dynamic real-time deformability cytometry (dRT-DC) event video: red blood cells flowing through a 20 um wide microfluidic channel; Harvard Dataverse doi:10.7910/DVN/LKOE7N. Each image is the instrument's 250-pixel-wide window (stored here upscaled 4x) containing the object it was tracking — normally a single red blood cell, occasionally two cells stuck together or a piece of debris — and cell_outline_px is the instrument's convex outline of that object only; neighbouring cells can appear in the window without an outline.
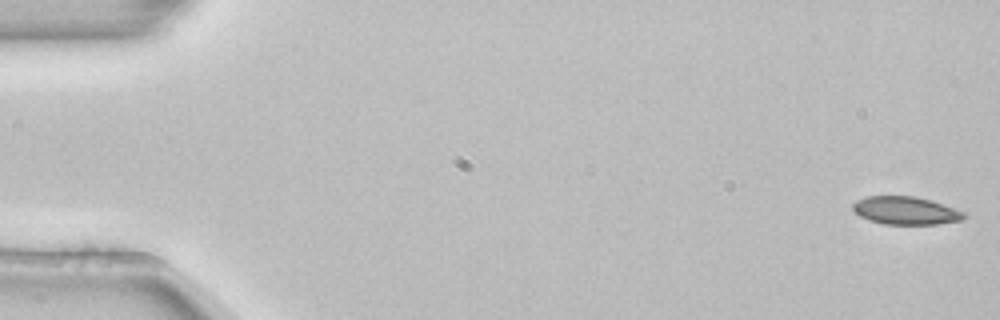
{"species": "common noctule bat (a hibernating species)", "species_latin": "Nyctalus noctula", "temperature_condition": "room temperature", "stored_images_in_passage": 5, "camera_frame_rate_fps": 3000, "um_per_image_px": 0.085, "animal": {"sex": "female", "body_mass_g": 22.7, "forearm_length_mm": 54.2}, "frame": {"image": 1, "passage_image": 1, "time_ms": 0.0, "image_size_px": [1000, 320], "cell_outline_px": [[968, 216], [960, 220], [936, 224], [884, 224], [868, 220], [860, 216], [852, 208], [852, 204], [856, 200], [868, 196], [916, 196], [932, 200], [964, 212]], "centroid_in_image_um": [76.97, 17.89], "position_along_channel_um": 8.0, "area_um2": 18.09}}
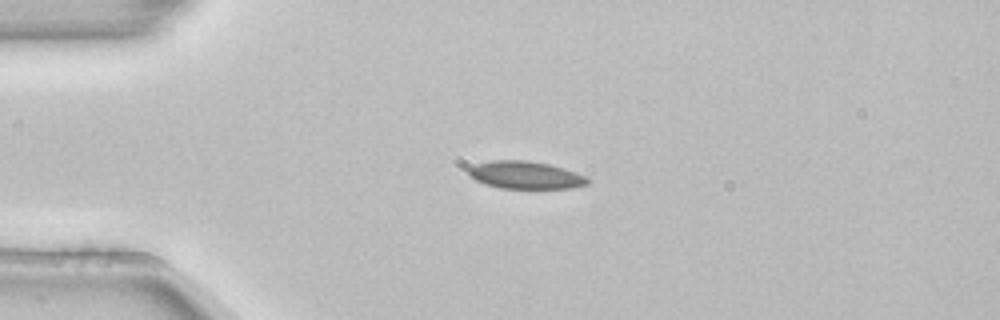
{"frame": {"image": 2, "passage_image": 4, "time_ms": 1.0, "image_size_px": [1000, 320], "cell_outline_px": [[592, 180], [588, 184], [572, 188], [500, 188], [484, 184], [468, 176], [468, 168], [476, 164], [492, 160], [528, 160], [548, 164], [564, 168], [576, 172]], "centroid_in_image_um": [44.66, 14.88], "position_along_channel_um": 40.3, "area_um2": 19.25}}
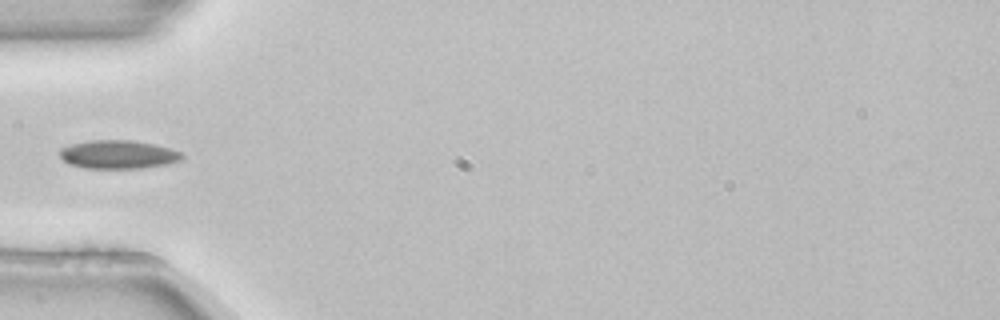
{"frame": {"image": 3, "passage_image": 5, "time_ms": 1.333, "image_size_px": [1000, 320], "cell_outline_px": [[184, 156], [180, 160], [164, 164], [140, 168], [84, 168], [68, 164], [60, 156], [60, 148], [72, 144], [92, 140], [132, 140], [152, 144], [168, 148], [180, 152]], "centroid_in_image_um": [10.0, 13.13], "position_along_channel_um": 75.0, "area_um2": 20.0}}